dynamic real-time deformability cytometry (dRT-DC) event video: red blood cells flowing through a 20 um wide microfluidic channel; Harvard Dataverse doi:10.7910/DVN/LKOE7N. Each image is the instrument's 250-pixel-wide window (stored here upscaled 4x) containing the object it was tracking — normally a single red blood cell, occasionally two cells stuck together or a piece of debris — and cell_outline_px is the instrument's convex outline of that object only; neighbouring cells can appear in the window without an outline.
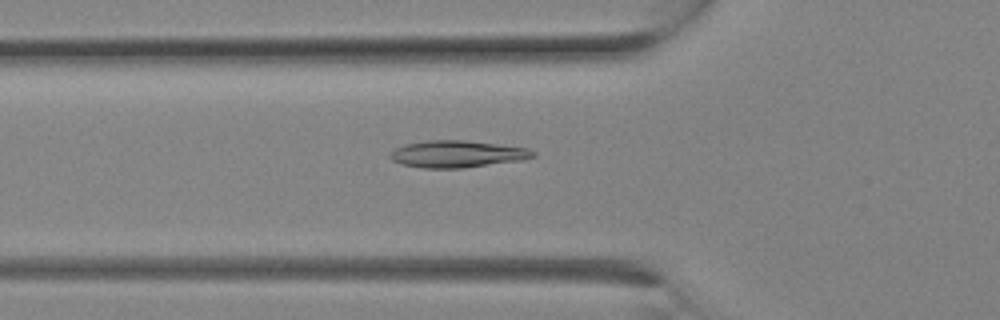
{"species": "Egyptian fruit bat (a non-hibernating species)", "species_latin": "Rousettus aegyptiacus", "temperature_condition": "room temperature", "stored_images_in_passage": 9, "camera_frame_rate_fps": 3000, "um_per_image_px": 0.085, "animal": {"sex": "female"}, "frame": {"image": 1, "passage_image": 7, "time_ms": 2.0, "image_size_px": [1000, 320], "cell_outline_px": [[536, 156], [524, 160], [464, 168], [424, 168], [400, 164], [392, 160], [388, 156], [396, 148], [404, 144], [428, 140], [468, 140], [528, 148], [536, 152]], "centroid_in_image_um": [38.89, 13.09], "position_along_channel_um": 86.9, "area_um2": 22.66}}
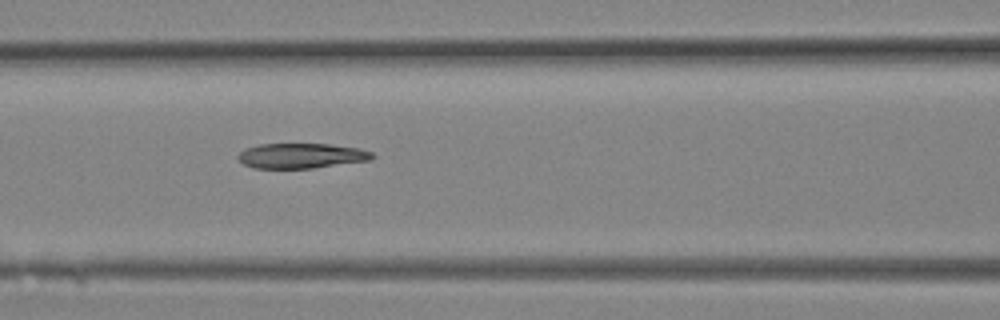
{"frame": {"image": 2, "passage_image": 9, "time_ms": 2.667, "image_size_px": [1000, 320], "cell_outline_px": [[376, 156], [372, 160], [312, 168], [252, 168], [244, 164], [236, 156], [244, 148], [260, 144], [328, 144], [360, 148], [372, 152]], "centroid_in_image_um": [25.63, 13.24], "position_along_channel_um": 141.0, "area_um2": 19.71}}